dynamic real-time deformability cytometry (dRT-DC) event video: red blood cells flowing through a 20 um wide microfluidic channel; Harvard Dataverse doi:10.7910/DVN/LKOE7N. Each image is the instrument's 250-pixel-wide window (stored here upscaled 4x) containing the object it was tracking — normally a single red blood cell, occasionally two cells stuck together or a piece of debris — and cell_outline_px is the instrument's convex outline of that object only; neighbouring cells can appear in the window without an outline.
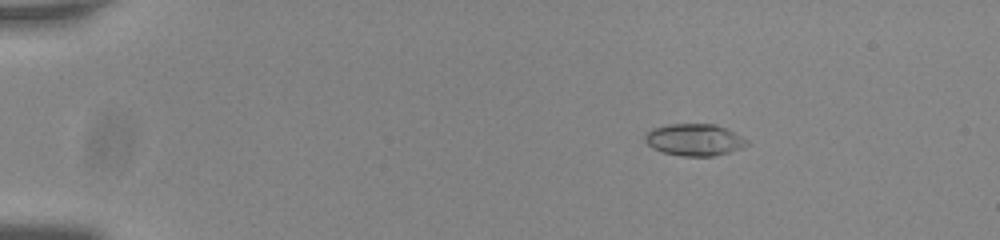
{"species": "common noctule bat (a hibernating species)", "species_latin": "Nyctalus noctula", "temperature_condition": "room temperature", "stored_images_in_passage": 56, "camera_frame_rate_fps": 3000, "um_per_image_px": 0.085, "animal": {"sex": "male", "body_mass_g": 20.0, "forearm_length_mm": 53.3}, "frame": {"image": 1, "passage_image": 10, "time_ms": 3.0, "image_size_px": [1000, 240], "cell_outline_px": [[748, 144], [740, 148], [716, 156], [684, 156], [664, 152], [652, 148], [644, 140], [644, 132], [652, 128], [668, 124], [716, 124], [748, 140]], "centroid_in_image_um": [58.97, 11.87], "position_along_channel_um": 26.0, "area_um2": 18.84}}
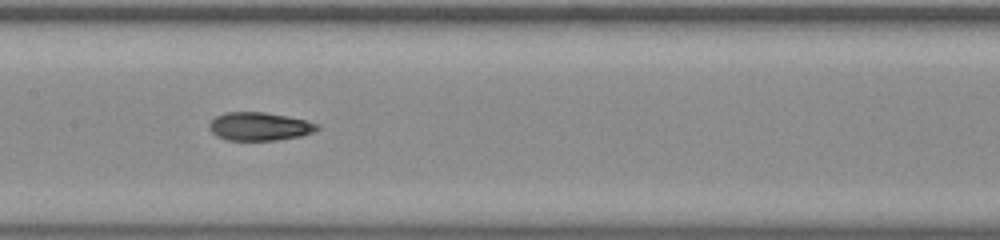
{"frame": {"image": 2, "passage_image": 30, "time_ms": 9.667, "image_size_px": [1000, 240], "cell_outline_px": [[320, 128], [312, 132], [300, 136], [276, 140], [228, 140], [216, 136], [208, 128], [208, 124], [216, 116], [224, 112], [264, 112], [304, 120], [320, 124]], "centroid_in_image_um": [22.02, 10.75], "position_along_channel_um": 185.4, "area_um2": 17.69}}
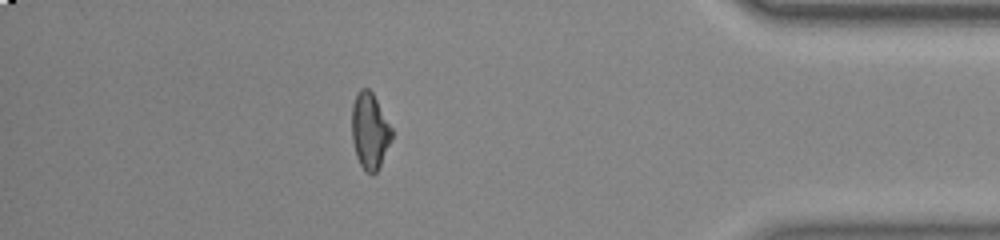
{"frame": {"image": 3, "passage_image": 50, "time_ms": 16.333, "image_size_px": [1000, 240], "cell_outline_px": [[392, 136], [380, 168], [372, 176], [360, 164], [356, 156], [352, 140], [352, 104], [360, 88], [368, 88], [372, 92], [392, 128]], "centroid_in_image_um": [31.43, 11.14], "position_along_channel_um": 403.8, "area_um2": 17.63}, "authors_computed_cell_mechanics": {"area_um2": 17.7735, "velocity_mm_per_s": 3.7815, "shape_relaxation_time_tau1_ms": null, "shape_relaxation_time_tau2_ms": 2.3286, "deformation_change_tau1": null, "deformation_change_tau2": 0.095}}